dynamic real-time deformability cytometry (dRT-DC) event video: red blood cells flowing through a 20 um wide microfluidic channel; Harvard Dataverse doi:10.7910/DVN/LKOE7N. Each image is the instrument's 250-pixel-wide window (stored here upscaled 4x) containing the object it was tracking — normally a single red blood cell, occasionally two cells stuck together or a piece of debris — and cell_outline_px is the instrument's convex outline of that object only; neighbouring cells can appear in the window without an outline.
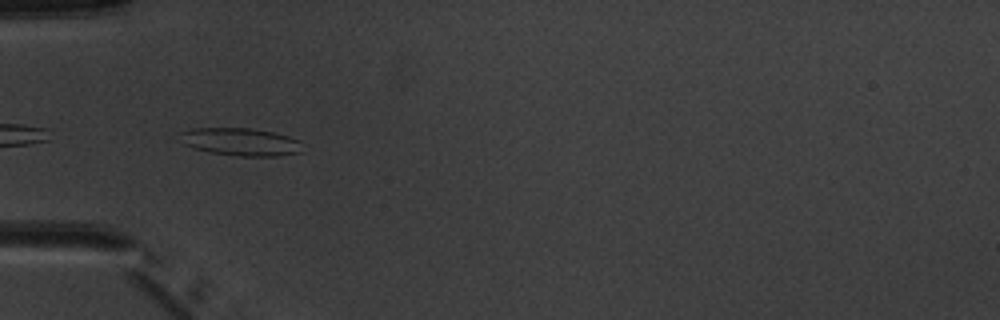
{"species": "common noctule bat (a hibernating species)", "species_latin": "Nyctalus noctula", "temperature_condition": "warm", "stored_images_in_passage": 7, "camera_frame_rate_fps": 3000, "um_per_image_px": 0.085, "animal": {"sex": "male", "body_mass_g": 20.1, "forearm_length_mm": 53.5}, "frame": {"image": 1, "passage_image": 5, "time_ms": 4.667, "image_size_px": [1000, 320], "cell_outline_px": [[300, 152], [276, 156], [236, 156], [212, 152], [196, 148], [184, 144], [180, 132], [192, 128], [248, 128], [272, 132], [288, 136], [300, 140]], "centroid_in_image_um": [20.46, 12.05], "position_along_channel_um": 64.5, "area_um2": 19.42}}
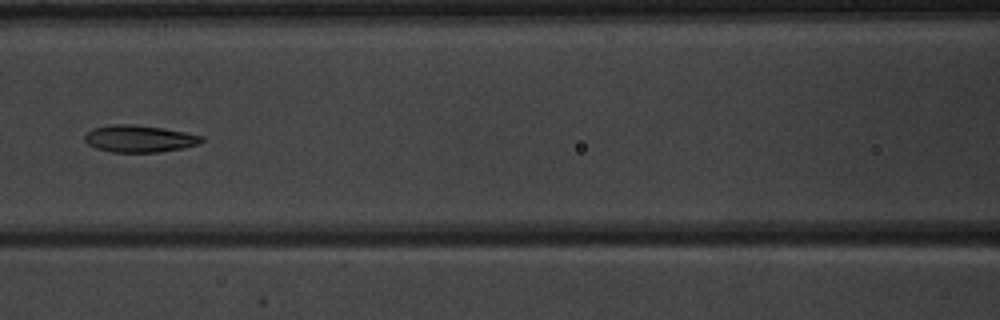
{"frame": {"image": 2, "passage_image": 7, "time_ms": 7.0, "image_size_px": [1000, 320], "cell_outline_px": [[204, 140], [200, 144], [184, 148], [160, 152], [112, 152], [96, 148], [88, 144], [84, 140], [84, 136], [92, 128], [112, 124], [132, 124], [164, 128], [204, 136]], "centroid_in_image_um": [11.86, 11.79], "position_along_channel_um": 154.7, "area_um2": 18.55}}